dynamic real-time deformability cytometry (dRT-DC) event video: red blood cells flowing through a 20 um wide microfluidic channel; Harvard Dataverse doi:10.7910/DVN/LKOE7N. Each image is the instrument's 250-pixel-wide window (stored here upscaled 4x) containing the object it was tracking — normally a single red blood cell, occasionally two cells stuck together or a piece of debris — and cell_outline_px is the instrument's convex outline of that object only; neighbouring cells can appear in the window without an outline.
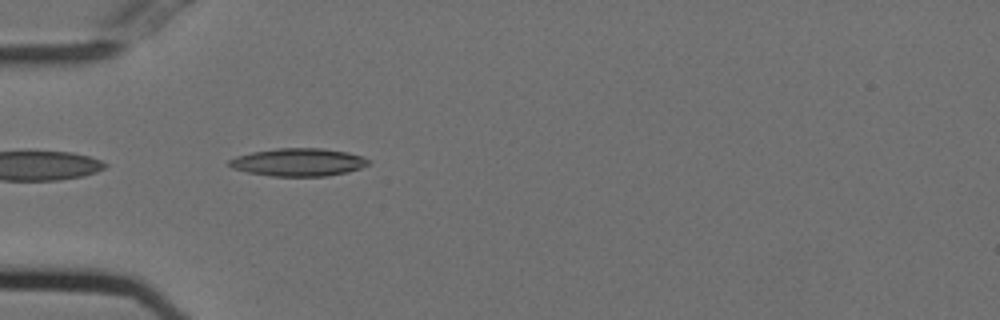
{"species": "Egyptian fruit bat (a non-hibernating species)", "species_latin": "Rousettus aegyptiacus", "temperature_condition": "cold", "stored_images_in_passage": 12, "camera_frame_rate_fps": 3000, "um_per_image_px": 0.085, "animal": {"sex": "female"}, "frame": {"image": 1, "passage_image": 2, "time_ms": 0.333, "image_size_px": [1000, 320], "cell_outline_px": [[372, 160], [368, 164], [360, 168], [348, 172], [328, 176], [272, 176], [248, 172], [232, 168], [228, 164], [228, 160], [236, 156], [252, 152], [276, 148], [320, 148], [348, 152]], "centroid_in_image_um": [25.36, 13.78], "position_along_channel_um": 59.6, "area_um2": 22.6}}
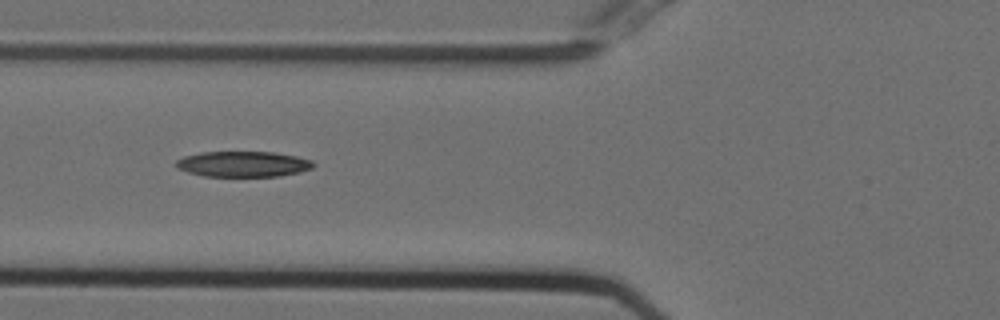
{"frame": {"image": 2, "passage_image": 6, "time_ms": 1.667, "image_size_px": [1000, 320], "cell_outline_px": [[316, 164], [312, 168], [300, 172], [280, 176], [204, 176], [188, 172], [176, 168], [176, 160], [184, 156], [200, 152], [272, 152], [296, 156], [312, 160]], "centroid_in_image_um": [20.67, 13.94], "position_along_channel_um": 105.1, "area_um2": 20.52}}
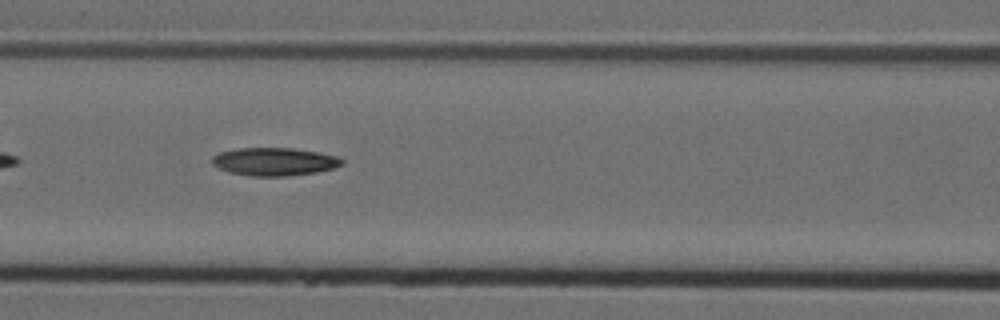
{"frame": {"image": 3, "passage_image": 9, "time_ms": 2.667, "image_size_px": [1000, 320], "cell_outline_px": [[344, 164], [336, 168], [316, 172], [288, 176], [248, 176], [228, 172], [212, 164], [212, 156], [220, 152], [236, 148], [292, 148], [320, 152], [336, 156], [344, 160]], "centroid_in_image_um": [23.34, 13.74], "position_along_channel_um": 143.3, "area_um2": 21.39}}